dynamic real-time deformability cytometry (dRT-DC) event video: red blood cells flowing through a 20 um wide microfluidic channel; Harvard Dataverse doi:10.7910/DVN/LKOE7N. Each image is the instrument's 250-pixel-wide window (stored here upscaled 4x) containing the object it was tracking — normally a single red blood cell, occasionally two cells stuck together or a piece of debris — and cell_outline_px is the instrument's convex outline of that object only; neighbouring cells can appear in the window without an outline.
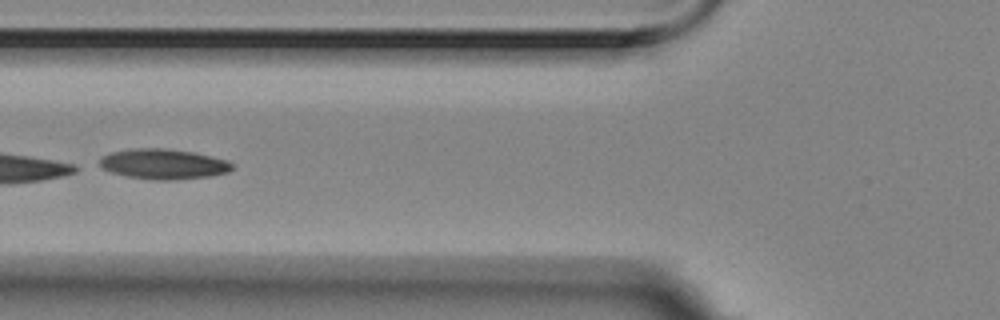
{"species": "Egyptian fruit bat (a non-hibernating species)", "species_latin": "Rousettus aegyptiacus", "temperature_condition": "room temperature", "stored_images_in_passage": 12, "camera_frame_rate_fps": 3000, "um_per_image_px": 0.085, "animal": {"sex": "female"}, "frame": {"image": 1, "passage_image": 3, "time_ms": 0.667, "image_size_px": [1000, 320], "cell_outline_px": [[232, 168], [228, 172], [208, 176], [172, 180], [152, 180], [128, 176], [112, 172], [100, 168], [100, 156], [112, 152], [132, 148], [164, 148], [192, 152], [228, 160], [232, 164]], "centroid_in_image_um": [13.85, 13.94], "position_along_channel_um": 111.9, "area_um2": 23.24}}